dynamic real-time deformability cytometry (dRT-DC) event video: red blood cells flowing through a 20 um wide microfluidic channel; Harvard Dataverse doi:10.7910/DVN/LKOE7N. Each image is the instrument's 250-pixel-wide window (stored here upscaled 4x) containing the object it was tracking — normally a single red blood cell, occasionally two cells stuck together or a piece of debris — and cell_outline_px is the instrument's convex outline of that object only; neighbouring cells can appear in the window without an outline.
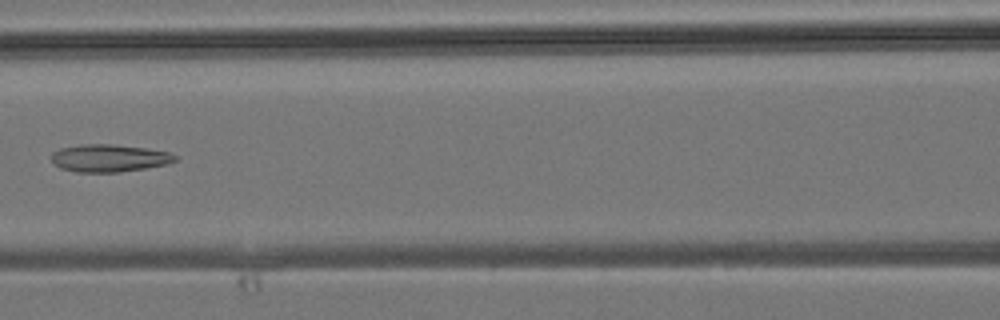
{"species": "common noctule bat (a hibernating species)", "species_latin": "Nyctalus noctula", "temperature_condition": "room temperature", "stored_images_in_passage": 30, "camera_frame_rate_fps": 3000, "um_per_image_px": 0.085, "animal": {"sex": "male", "body_mass_g": 19.2, "forearm_length_mm": 51.8}, "frame": {"image": 1, "passage_image": 10, "time_ms": 3.0, "image_size_px": [1000, 320], "cell_outline_px": [[176, 160], [168, 164], [120, 172], [76, 172], [60, 168], [52, 164], [52, 152], [60, 148], [80, 144], [112, 144], [144, 148], [168, 152], [176, 156]], "centroid_in_image_um": [9.22, 13.44], "position_along_channel_um": 157.4, "area_um2": 19.83}}
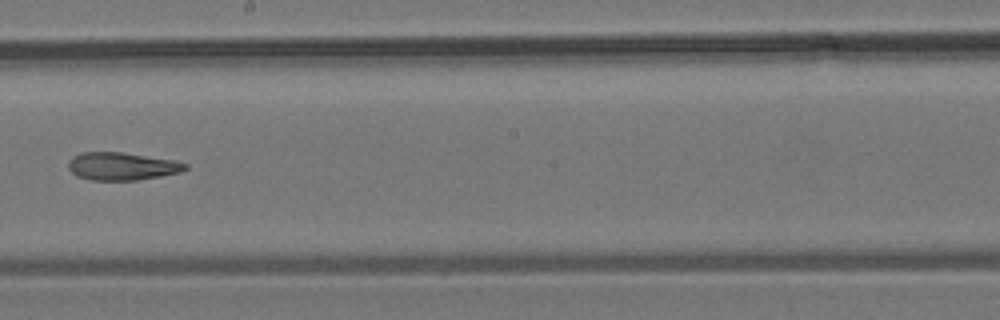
{"frame": {"image": 2, "passage_image": 15, "time_ms": 4.667, "image_size_px": [1000, 320], "cell_outline_px": [[188, 168], [180, 172], [160, 176], [136, 180], [92, 180], [76, 176], [68, 168], [68, 160], [72, 156], [80, 152], [120, 152], [176, 160], [188, 164]], "centroid_in_image_um": [10.35, 14.12], "position_along_channel_um": 237.9, "area_um2": 19.02}}
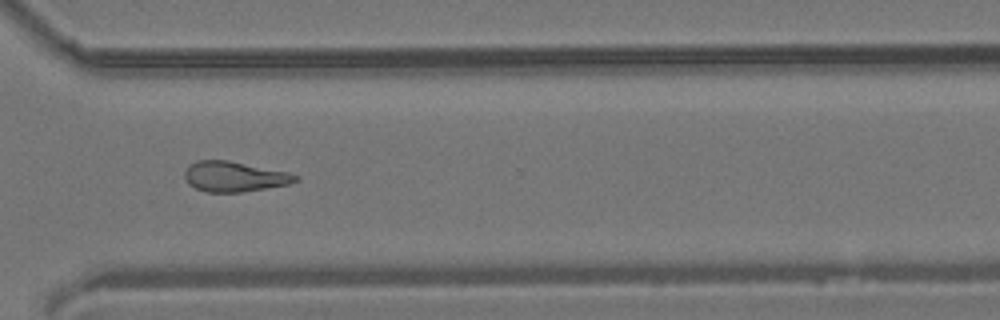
{"frame": {"image": 3, "passage_image": 22, "time_ms": 7.0, "image_size_px": [1000, 320], "cell_outline_px": [[300, 180], [288, 184], [240, 192], [208, 192], [196, 188], [188, 184], [184, 176], [184, 172], [188, 164], [196, 160], [228, 160], [288, 172], [300, 176]], "centroid_in_image_um": [19.9, 15.0], "position_along_channel_um": 350.7, "area_um2": 19.54}}